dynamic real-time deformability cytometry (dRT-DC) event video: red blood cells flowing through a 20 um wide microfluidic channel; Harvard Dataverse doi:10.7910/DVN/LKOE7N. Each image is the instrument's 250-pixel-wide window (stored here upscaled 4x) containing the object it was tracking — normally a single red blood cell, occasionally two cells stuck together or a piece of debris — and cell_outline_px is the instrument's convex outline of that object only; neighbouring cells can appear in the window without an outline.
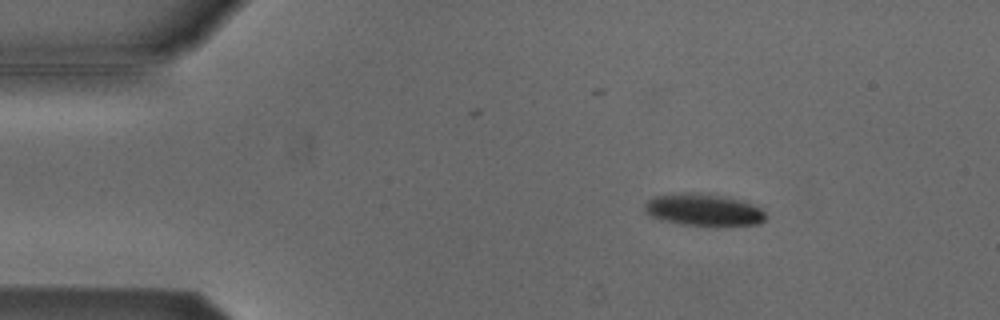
{"species": "Egyptian fruit bat (a non-hibernating species)", "species_latin": "Rousettus aegyptiacus", "temperature_condition": "cold", "stored_images_in_passage": 5, "camera_frame_rate_fps": 3000, "um_per_image_px": 0.085, "animal": {"sex": "male"}, "frame": {"image": 1, "passage_image": 3, "time_ms": 0.667, "image_size_px": [1000, 320], "cell_outline_px": [[764, 220], [760, 224], [680, 224], [664, 220], [652, 216], [644, 212], [644, 204], [648, 200], [656, 196], [680, 192], [708, 192], [728, 196], [744, 200], [756, 204], [764, 212]], "centroid_in_image_um": [59.8, 17.78], "position_along_channel_um": 25.2, "area_um2": 22.6}}